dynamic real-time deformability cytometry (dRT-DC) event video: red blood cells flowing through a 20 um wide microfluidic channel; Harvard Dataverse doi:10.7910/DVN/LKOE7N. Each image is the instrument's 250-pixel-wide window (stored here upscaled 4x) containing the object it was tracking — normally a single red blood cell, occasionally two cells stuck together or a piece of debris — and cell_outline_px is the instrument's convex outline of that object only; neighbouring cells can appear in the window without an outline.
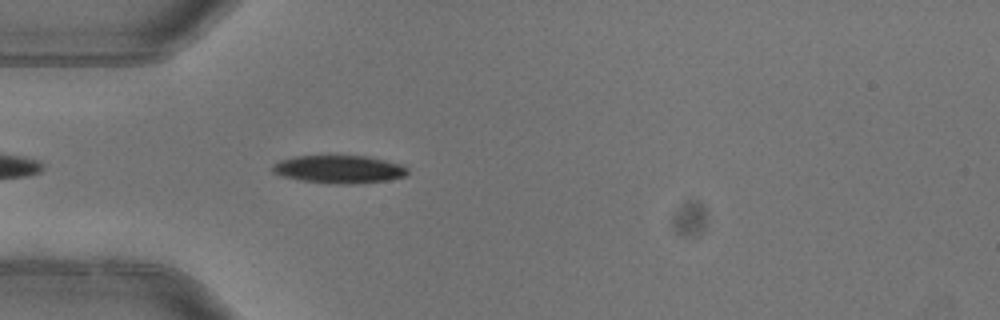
{"species": "common noctule bat (a hibernating species)", "species_latin": "Nyctalus noctula", "temperature_condition": "warm", "stored_images_in_passage": 4, "camera_frame_rate_fps": 3000, "um_per_image_px": 0.085, "animal": {"sex": "female"}, "frame": {"image": 1, "passage_image": 4, "time_ms": 1.0, "image_size_px": [1000, 320], "cell_outline_px": [[408, 172], [404, 176], [388, 180], [352, 184], [328, 184], [300, 180], [280, 176], [272, 172], [272, 168], [280, 160], [296, 156], [368, 156], [400, 164], [408, 168]], "centroid_in_image_um": [28.81, 14.4], "position_along_channel_um": 56.2, "area_um2": 21.96}}